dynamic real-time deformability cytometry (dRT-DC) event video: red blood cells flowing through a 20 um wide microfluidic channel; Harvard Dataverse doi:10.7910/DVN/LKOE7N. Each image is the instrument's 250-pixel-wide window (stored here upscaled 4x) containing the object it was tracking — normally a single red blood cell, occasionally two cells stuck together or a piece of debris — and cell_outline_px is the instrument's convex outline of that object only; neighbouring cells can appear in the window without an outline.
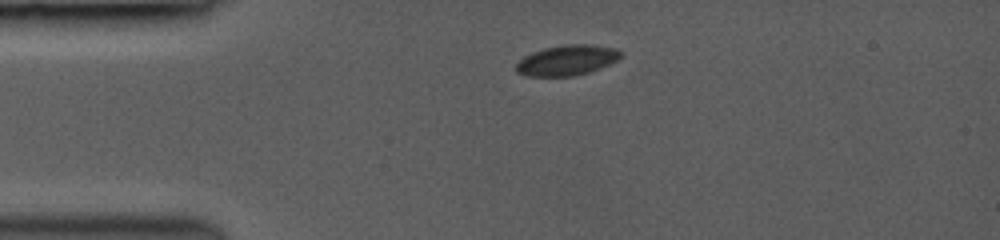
{"species": "common noctule bat (a hibernating species)", "species_latin": "Nyctalus noctula", "temperature_condition": "room temperature", "stored_images_in_passage": 2, "camera_frame_rate_fps": 3000, "um_per_image_px": 0.085, "animal": {"sex": "female", "body_mass_g": 19.0, "forearm_length_mm": 53.3}, "frame": {"image": 1, "passage_image": 1, "time_ms": 0.0, "image_size_px": [1000, 240], "cell_outline_px": [[624, 56], [608, 64], [588, 72], [572, 76], [528, 76], [516, 72], [516, 64], [524, 56], [532, 52], [544, 48], [568, 44], [588, 44], [616, 48], [624, 52]], "centroid_in_image_um": [48.21, 5.11], "position_along_channel_um": 36.8, "area_um2": 18.44}}